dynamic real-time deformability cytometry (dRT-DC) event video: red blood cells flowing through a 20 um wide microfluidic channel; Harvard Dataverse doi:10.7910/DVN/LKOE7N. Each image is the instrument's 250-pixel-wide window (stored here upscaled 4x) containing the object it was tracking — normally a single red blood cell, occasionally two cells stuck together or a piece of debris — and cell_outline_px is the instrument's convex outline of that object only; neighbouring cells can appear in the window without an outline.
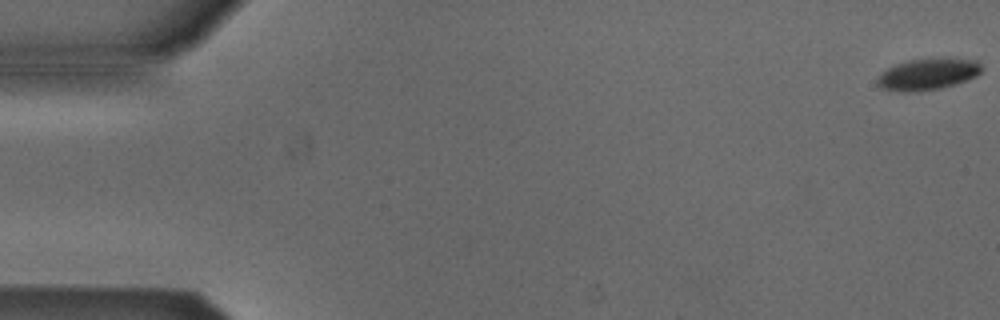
{"species": "Egyptian fruit bat (a non-hibernating species)", "species_latin": "Rousettus aegyptiacus", "temperature_condition": "cold", "stored_images_in_passage": 54, "camera_frame_rate_fps": 3000, "um_per_image_px": 0.085, "animal": {"sex": "male"}, "frame": {"image": 1, "passage_image": 1, "time_ms": 0.0, "image_size_px": [1000, 320], "cell_outline_px": [[980, 72], [976, 76], [956, 84], [940, 88], [916, 92], [900, 92], [884, 88], [876, 80], [888, 68], [896, 64], [908, 60], [976, 60], [980, 64]], "centroid_in_image_um": [78.85, 6.34], "position_along_channel_um": 6.2, "area_um2": 18.26}}
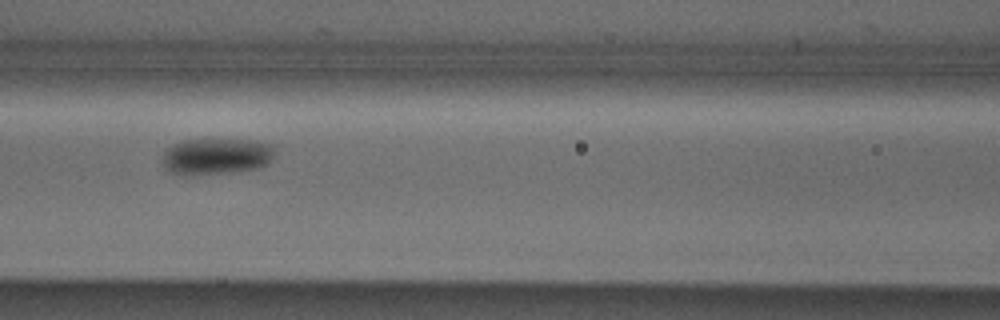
{"frame": {"image": 2, "passage_image": 24, "time_ms": 7.667, "image_size_px": [1000, 320], "cell_outline_px": [[276, 148], [272, 156], [264, 164], [256, 168], [192, 176], [184, 176], [172, 172], [164, 164], [164, 152], [168, 148], [184, 140], [248, 140], [276, 144]], "centroid_in_image_um": [18.4, 13.28], "position_along_channel_um": 148.2, "area_um2": 23.29}}
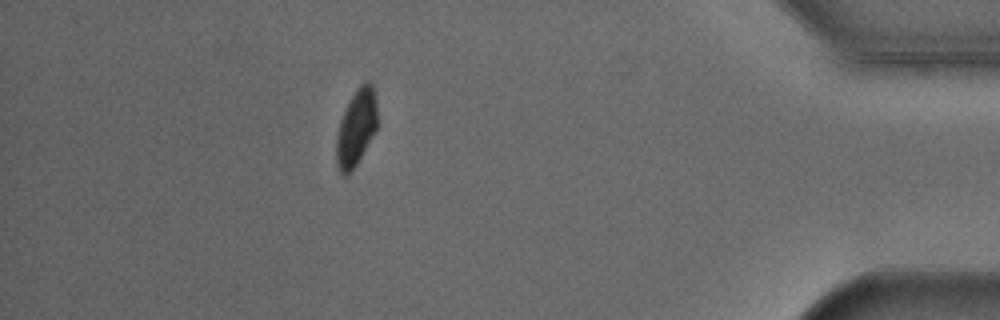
{"frame": {"image": 3, "passage_image": 48, "time_ms": 15.667, "image_size_px": [1000, 320], "cell_outline_px": [[376, 128], [356, 164], [344, 176], [340, 172], [336, 160], [336, 136], [340, 120], [348, 100], [356, 88], [364, 80], [368, 80], [372, 84], [376, 96]], "centroid_in_image_um": [30.26, 10.76], "position_along_channel_um": 404.9, "area_um2": 18.03}, "authors_computed_cell_mechanics": {"area_um2": 20.8369, "velocity_mm_per_s": 3.84, "shape_relaxation_time_tau1_ms": 2.5302, "shape_relaxation_time_tau2_ms": null, "deformation_change_tau1": 0.0835, "deformation_change_tau2": null}}